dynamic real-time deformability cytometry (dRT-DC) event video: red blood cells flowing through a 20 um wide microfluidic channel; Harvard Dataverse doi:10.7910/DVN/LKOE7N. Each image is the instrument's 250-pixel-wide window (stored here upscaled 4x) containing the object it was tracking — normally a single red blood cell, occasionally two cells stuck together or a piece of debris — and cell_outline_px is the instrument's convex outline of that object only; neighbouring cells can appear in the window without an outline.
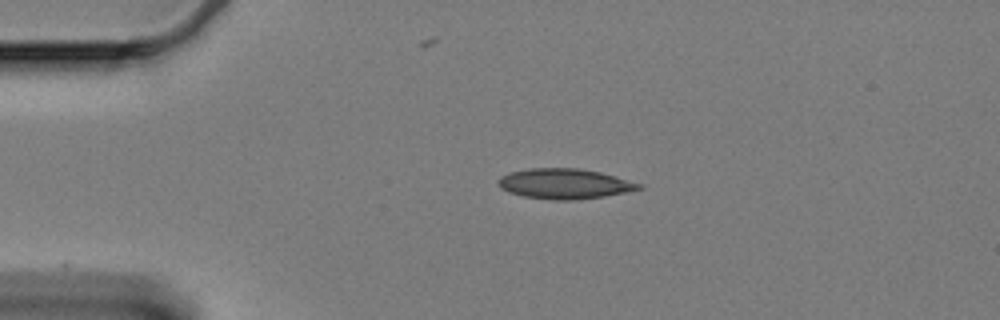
{"species": "Egyptian fruit bat (a non-hibernating species)", "species_latin": "Rousettus aegyptiacus", "temperature_condition": "cold", "stored_images_in_passage": 10, "camera_frame_rate_fps": 3000, "um_per_image_px": 0.085, "animal": {"sex": "female"}, "frame": {"image": 1, "passage_image": 1, "time_ms": 0.0, "image_size_px": [1000, 320], "cell_outline_px": [[644, 188], [604, 196], [576, 200], [552, 200], [524, 196], [508, 192], [500, 188], [500, 176], [512, 172], [528, 168], [580, 168], [600, 172], [616, 176], [644, 184]], "centroid_in_image_um": [48.03, 15.62], "position_along_channel_um": 37.0, "area_um2": 24.74}}
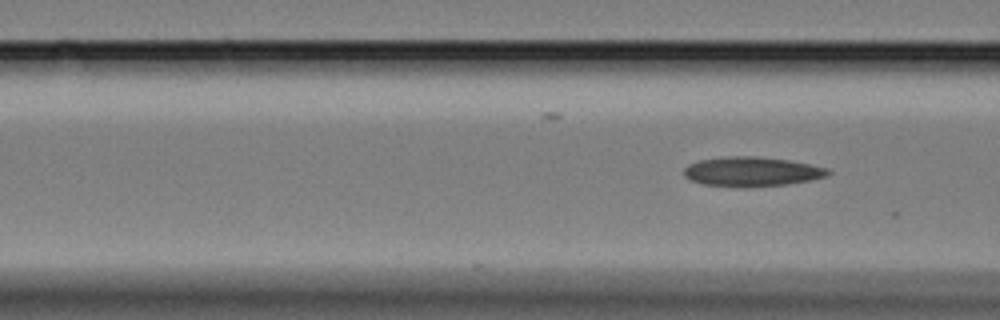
{"frame": {"image": 2, "passage_image": 10, "time_ms": 3.0, "image_size_px": [1000, 320], "cell_outline_px": [[832, 172], [828, 176], [812, 180], [788, 184], [748, 188], [744, 188], [704, 184], [692, 180], [684, 176], [684, 168], [688, 164], [700, 160], [728, 156], [752, 156], [788, 160], [828, 168]], "centroid_in_image_um": [63.92, 14.6], "position_along_channel_um": 102.7, "area_um2": 24.91}}